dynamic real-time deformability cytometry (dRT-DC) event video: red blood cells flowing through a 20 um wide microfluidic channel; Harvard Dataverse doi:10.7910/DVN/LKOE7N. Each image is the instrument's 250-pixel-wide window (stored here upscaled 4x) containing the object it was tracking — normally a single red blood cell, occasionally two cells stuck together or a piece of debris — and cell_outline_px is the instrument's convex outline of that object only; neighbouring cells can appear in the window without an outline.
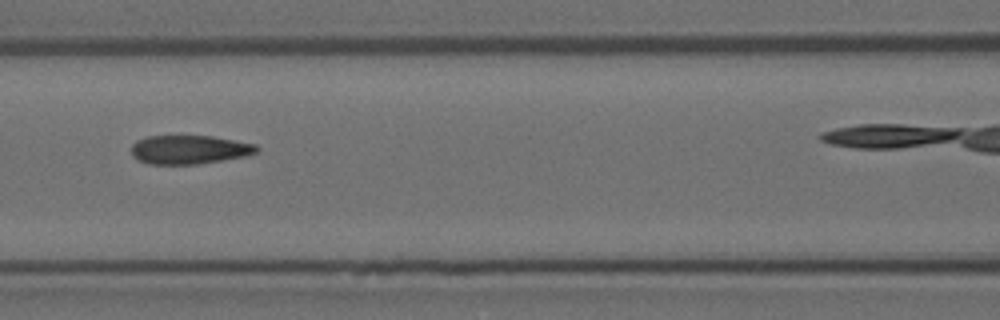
{"species": "Egyptian fruit bat (a non-hibernating species)", "species_latin": "Rousettus aegyptiacus", "temperature_condition": "room temperature", "stored_images_in_passage": 9, "camera_frame_rate_fps": 3000, "um_per_image_px": 0.085, "animal": {"sex": "female"}, "frame": {"image": 1, "passage_image": 7, "time_ms": 2.0, "image_size_px": [1000, 320], "cell_outline_px": [[260, 148], [256, 152], [244, 156], [196, 164], [148, 164], [136, 160], [132, 156], [132, 144], [136, 140], [148, 136], [212, 136], [256, 144]], "centroid_in_image_um": [16.05, 12.71], "position_along_channel_um": 150.6, "area_um2": 20.98}}